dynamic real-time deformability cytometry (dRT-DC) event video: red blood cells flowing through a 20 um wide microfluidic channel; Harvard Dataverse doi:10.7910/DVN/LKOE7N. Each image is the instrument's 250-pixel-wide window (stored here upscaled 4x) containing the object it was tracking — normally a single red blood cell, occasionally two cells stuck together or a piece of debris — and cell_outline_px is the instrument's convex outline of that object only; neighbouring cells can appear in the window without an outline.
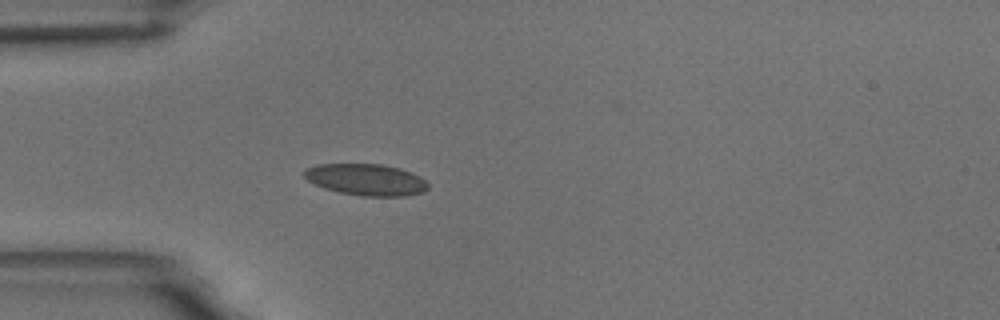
{"species": "common noctule bat (a hibernating species)", "species_latin": "Nyctalus noctula", "temperature_condition": "room temperature", "stored_images_in_passage": 17, "camera_frame_rate_fps": 3000, "um_per_image_px": 0.085, "animal": {"sex": "male", "body_mass_g": 18.8}, "frame": {"image": 1, "passage_image": 6, "time_ms": 1.667, "image_size_px": [1000, 320], "cell_outline_px": [[428, 188], [424, 192], [404, 196], [364, 196], [340, 192], [324, 188], [308, 180], [304, 176], [304, 172], [308, 168], [316, 164], [380, 164], [400, 168], [412, 172], [420, 176], [428, 184]], "centroid_in_image_um": [31.15, 15.27], "position_along_channel_um": 53.8, "area_um2": 22.66}}